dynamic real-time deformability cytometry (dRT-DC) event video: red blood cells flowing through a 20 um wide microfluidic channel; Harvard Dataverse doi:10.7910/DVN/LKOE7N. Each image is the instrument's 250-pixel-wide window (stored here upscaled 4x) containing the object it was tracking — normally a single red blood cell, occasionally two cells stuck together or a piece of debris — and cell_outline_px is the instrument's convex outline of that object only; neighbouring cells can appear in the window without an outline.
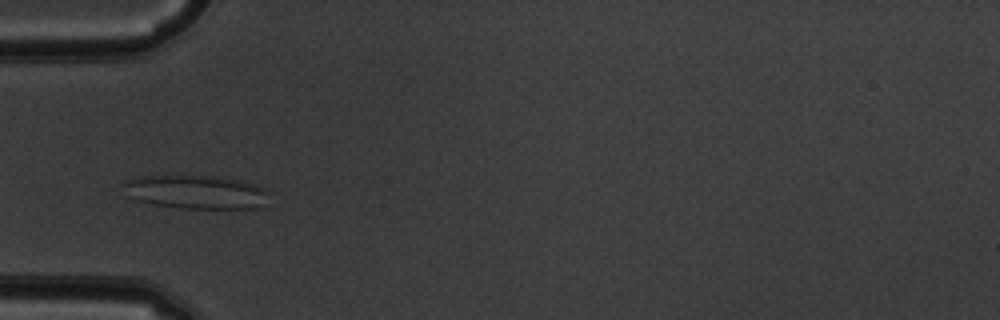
{"species": "common noctule bat (a hibernating species)", "species_latin": "Nyctalus noctula", "temperature_condition": "warm", "stored_images_in_passage": 35, "camera_frame_rate_fps": 3000, "um_per_image_px": 0.085, "animal": {"sex": "male", "body_mass_g": 19.5, "forearm_length_mm": 54.6}, "frame": {"image": 1, "passage_image": 1, "time_ms": 0.0, "image_size_px": [1000, 320], "cell_outline_px": [[272, 192], [264, 204], [256, 208], [180, 208], [152, 204], [128, 196], [124, 184], [128, 180], [144, 176], [216, 176], [240, 180], [264, 188]], "centroid_in_image_um": [16.74, 16.32], "position_along_channel_um": 68.3, "area_um2": 28.26}}
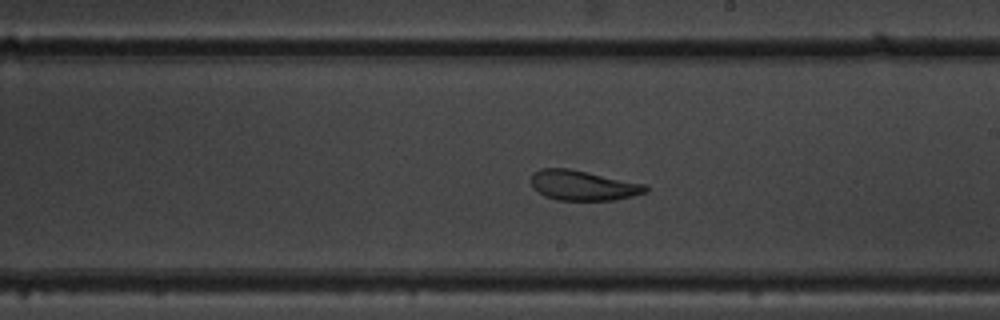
{"frame": {"image": 2, "passage_image": 14, "time_ms": 4.333, "image_size_px": [1000, 320], "cell_outline_px": [[648, 192], [616, 200], [556, 200], [544, 196], [532, 188], [532, 172], [540, 168], [568, 168], [648, 184]], "centroid_in_image_um": [49.57, 15.76], "position_along_channel_um": 239.4, "area_um2": 20.29}}
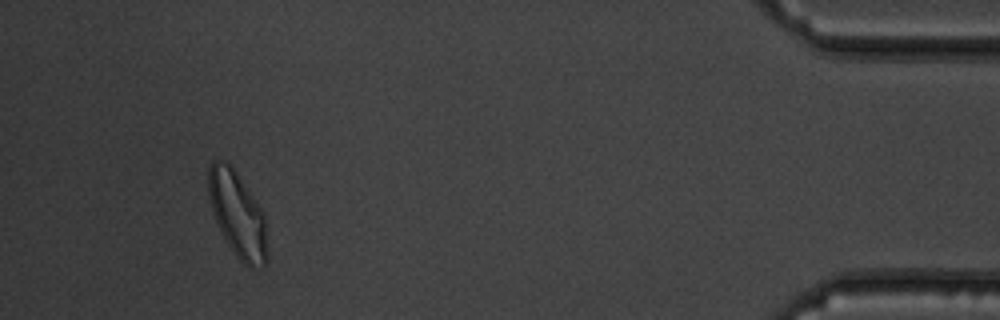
{"frame": {"image": 3, "passage_image": 32, "time_ms": 10.333, "image_size_px": [1000, 320], "cell_outline_px": [[268, 264], [252, 268], [248, 268], [236, 256], [228, 244], [212, 212], [208, 196], [208, 168], [212, 160], [224, 160], [236, 172], [260, 208], [264, 216], [268, 248]], "centroid_in_image_um": [20.19, 18.27], "position_along_channel_um": 415.0, "area_um2": 29.13}, "authors_computed_cell_mechanics": {"area_um2": 20.6346, "velocity_mm_per_s": 3.9614, "shape_relaxation_time_tau1_ms": null, "shape_relaxation_time_tau2_ms": 2.3566, "deformation_change_tau1": null, "deformation_change_tau2": 0.0616}}